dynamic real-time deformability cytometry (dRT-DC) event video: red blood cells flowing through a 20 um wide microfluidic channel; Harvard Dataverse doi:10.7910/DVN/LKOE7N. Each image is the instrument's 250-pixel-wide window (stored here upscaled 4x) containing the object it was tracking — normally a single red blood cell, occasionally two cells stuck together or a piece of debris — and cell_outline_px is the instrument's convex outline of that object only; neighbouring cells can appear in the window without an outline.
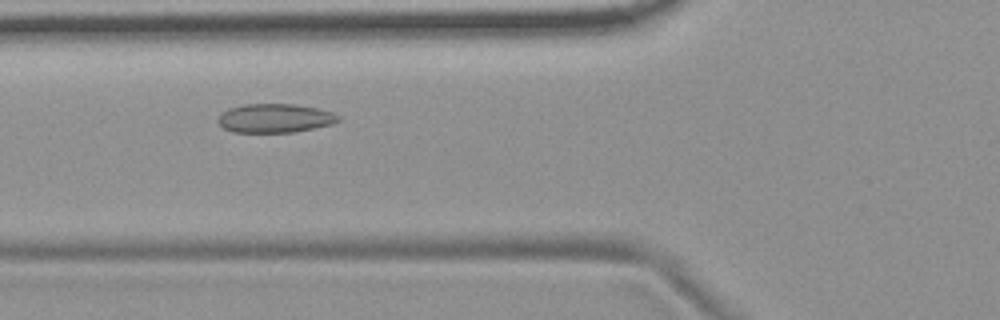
{"species": "common noctule bat (a hibernating species)", "species_latin": "Nyctalus noctula", "temperature_condition": "room temperature", "stored_images_in_passage": 48, "camera_frame_rate_fps": 3000, "um_per_image_px": 0.085, "animal": {"sex": "female", "body_mass_g": 19.9}, "frame": {"image": 1, "passage_image": 14, "time_ms": 4.333, "image_size_px": [1000, 320], "cell_outline_px": [[340, 120], [332, 124], [292, 132], [232, 132], [224, 128], [216, 120], [220, 112], [228, 108], [244, 104], [296, 104], [316, 108], [332, 112], [340, 116]], "centroid_in_image_um": [23.33, 10.04], "position_along_channel_um": 102.5, "area_um2": 20.29}}
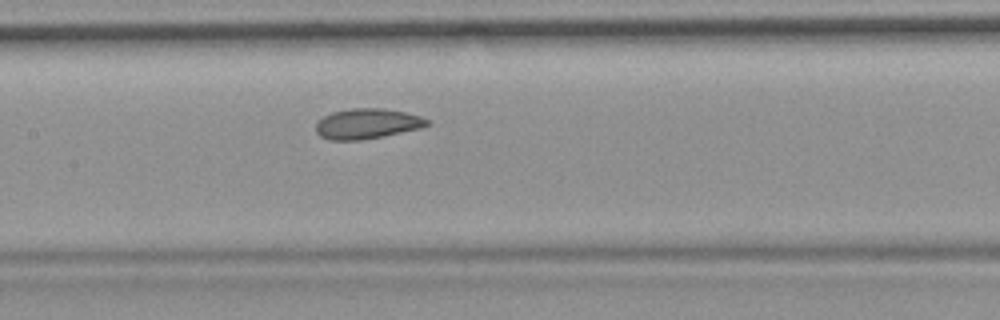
{"frame": {"image": 2, "passage_image": 20, "time_ms": 6.333, "image_size_px": [1000, 320], "cell_outline_px": [[432, 124], [420, 128], [384, 136], [360, 140], [332, 140], [320, 136], [316, 132], [316, 124], [324, 116], [332, 112], [348, 108], [384, 108], [408, 112], [432, 120]], "centroid_in_image_um": [31.26, 10.5], "position_along_channel_um": 176.1, "area_um2": 19.83}}
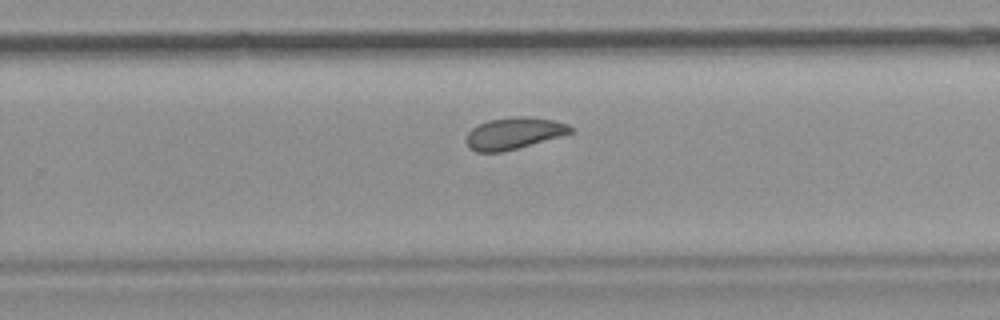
{"frame": {"image": 3, "passage_image": 29, "time_ms": 9.333, "image_size_px": [1000, 320], "cell_outline_px": [[576, 132], [516, 148], [500, 152], [476, 152], [468, 144], [468, 132], [472, 128], [488, 120], [512, 116], [524, 116], [552, 120], [568, 124], [576, 128]], "centroid_in_image_um": [43.75, 11.31], "position_along_channel_um": 286.1, "area_um2": 19.07}, "authors_computed_cell_mechanics": {"area_um2": 20.1722, "velocity_mm_per_s": 3.6804, "shape_relaxation_time_tau1_ms": null, "shape_relaxation_time_tau2_ms": 4.6625, "deformation_change_tau1": null, "deformation_change_tau2": 0.094}}